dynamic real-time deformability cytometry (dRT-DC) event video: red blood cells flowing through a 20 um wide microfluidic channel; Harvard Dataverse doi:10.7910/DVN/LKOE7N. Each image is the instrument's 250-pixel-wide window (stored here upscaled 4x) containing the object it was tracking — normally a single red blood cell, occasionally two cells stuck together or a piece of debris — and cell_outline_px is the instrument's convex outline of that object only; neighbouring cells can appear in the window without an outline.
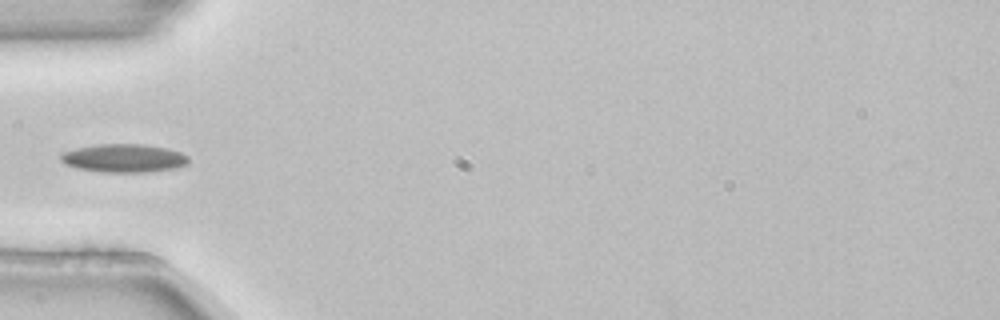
{"species": "common noctule bat (a hibernating species)", "species_latin": "Nyctalus noctula", "temperature_condition": "room temperature", "stored_images_in_passage": 5, "camera_frame_rate_fps": 3000, "um_per_image_px": 0.085, "animal": {"sex": "female", "body_mass_g": 22.7, "forearm_length_mm": 54.2}, "frame": {"image": 1, "passage_image": 5, "time_ms": 1.333, "image_size_px": [1000, 320], "cell_outline_px": [[188, 164], [176, 168], [148, 172], [100, 172], [76, 168], [64, 164], [60, 160], [60, 152], [76, 148], [96, 144], [144, 144], [168, 148], [180, 152], [188, 156]], "centroid_in_image_um": [10.5, 13.44], "position_along_channel_um": 74.5, "area_um2": 21.39}}